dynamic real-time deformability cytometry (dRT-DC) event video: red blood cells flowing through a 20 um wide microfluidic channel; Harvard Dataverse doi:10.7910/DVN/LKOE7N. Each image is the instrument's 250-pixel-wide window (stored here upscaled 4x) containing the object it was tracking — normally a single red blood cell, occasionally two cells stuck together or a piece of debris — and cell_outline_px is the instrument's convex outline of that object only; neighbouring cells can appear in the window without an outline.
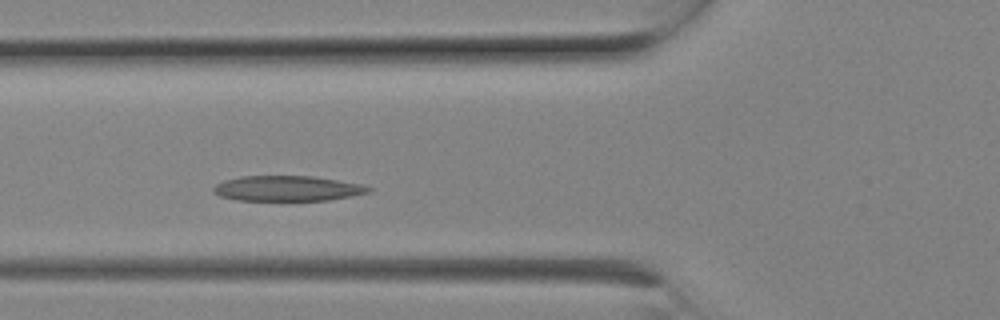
{"species": "Egyptian fruit bat (a non-hibernating species)", "species_latin": "Rousettus aegyptiacus", "temperature_condition": "room temperature", "stored_images_in_passage": 6, "camera_frame_rate_fps": 3000, "um_per_image_px": 0.085, "animal": {"sex": "female"}, "frame": {"image": 1, "passage_image": 5, "time_ms": 1.333, "image_size_px": [1000, 320], "cell_outline_px": [[372, 192], [352, 196], [328, 200], [236, 200], [220, 196], [212, 192], [212, 188], [216, 184], [224, 180], [240, 176], [312, 176], [360, 184], [372, 188]], "centroid_in_image_um": [24.4, 16.02], "position_along_channel_um": 101.4, "area_um2": 22.83}}
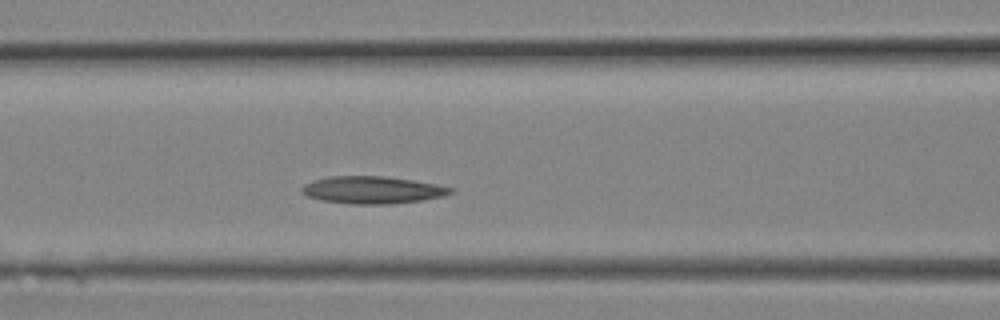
{"frame": {"image": 2, "passage_image": 6, "time_ms": 1.667, "image_size_px": [1000, 320], "cell_outline_px": [[456, 192], [444, 196], [420, 200], [392, 204], [352, 204], [320, 200], [308, 196], [300, 192], [300, 188], [304, 184], [312, 180], [328, 176], [384, 176], [412, 180], [436, 184], [456, 188]], "centroid_in_image_um": [31.66, 16.14], "position_along_channel_um": 134.9, "area_um2": 23.93}}